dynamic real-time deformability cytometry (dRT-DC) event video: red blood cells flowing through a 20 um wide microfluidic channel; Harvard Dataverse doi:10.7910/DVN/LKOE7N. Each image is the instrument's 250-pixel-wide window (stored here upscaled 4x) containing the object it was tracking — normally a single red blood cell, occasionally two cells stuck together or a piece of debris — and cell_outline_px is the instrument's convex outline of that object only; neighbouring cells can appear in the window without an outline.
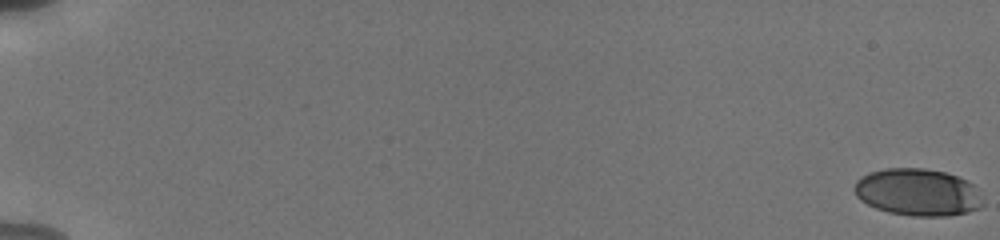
{"species": "human", "species_latin": "Homo sapiens", "temperature_condition": "cold", "stored_images_in_passage": 57, "camera_frame_rate_fps": 3000, "um_per_image_px": 0.085, "donor": {"sex": "male"}, "frame": {"image": 1, "passage_image": 1, "time_ms": 0.0, "image_size_px": [1000, 240], "cell_outline_px": [[984, 204], [980, 208], [968, 212], [948, 216], [912, 216], [888, 212], [876, 208], [860, 200], [856, 196], [856, 180], [860, 176], [868, 172], [884, 168], [924, 168], [944, 172], [968, 180], [972, 184]], "centroid_in_image_um": [77.99, 16.34], "position_along_channel_um": 7.0, "area_um2": 35.32}}
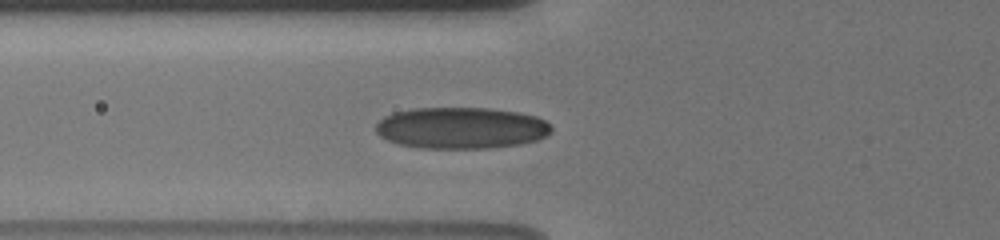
{"frame": {"image": 2, "passage_image": 24, "time_ms": 7.667, "image_size_px": [1000, 240], "cell_outline_px": [[552, 132], [536, 140], [520, 144], [488, 148], [420, 148], [400, 144], [388, 140], [380, 136], [376, 132], [376, 124], [384, 116], [392, 112], [412, 108], [492, 108], [520, 112], [536, 116], [552, 124]], "centroid_in_image_um": [39.21, 10.86], "position_along_channel_um": 86.6, "area_um2": 42.71}}
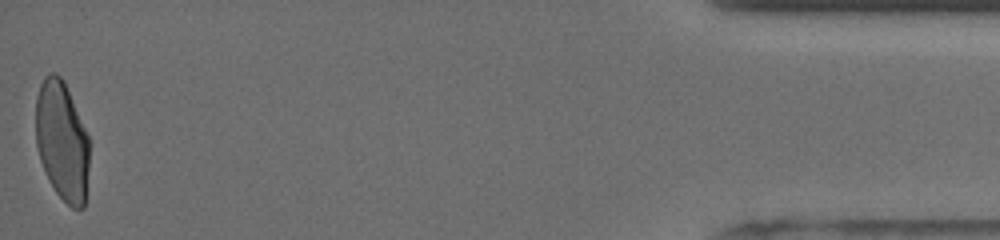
{"frame": {"image": 3, "passage_image": 57, "time_ms": 18.667, "image_size_px": [1000, 240], "cell_outline_px": [[88, 168], [84, 208], [72, 208], [56, 192], [48, 180], [40, 160], [36, 144], [36, 96], [40, 84], [44, 76], [48, 72], [56, 72], [64, 80], [88, 136]], "centroid_in_image_um": [5.25, 11.95], "position_along_channel_um": 430.0, "area_um2": 37.22}, "authors_computed_cell_mechanics": {"area_um2": 38.6682, "velocity_mm_per_s": 3.8175, "shape_relaxation_time_tau1_ms": 5.2826, "shape_relaxation_time_tau2_ms": 0.8837, "deformation_change_tau1": 0.1776, "deformation_change_tau2": 0.0562}}